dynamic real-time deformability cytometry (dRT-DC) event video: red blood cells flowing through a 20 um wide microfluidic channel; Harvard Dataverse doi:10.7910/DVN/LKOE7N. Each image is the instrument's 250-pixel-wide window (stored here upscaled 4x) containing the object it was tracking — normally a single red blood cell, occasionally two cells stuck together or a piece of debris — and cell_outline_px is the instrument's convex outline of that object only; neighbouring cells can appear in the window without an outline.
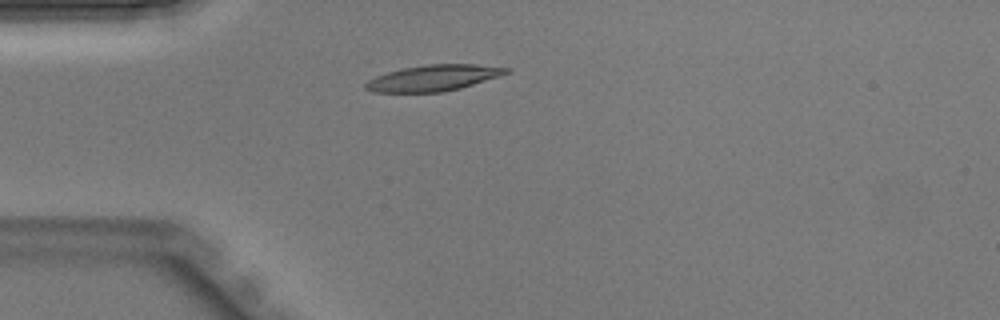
{"species": "Egyptian fruit bat (a non-hibernating species)", "species_latin": "Rousettus aegyptiacus", "temperature_condition": "warm", "stored_images_in_passage": 33, "camera_frame_rate_fps": 3000, "um_per_image_px": 0.085, "animal": {"sex": "male"}, "frame": {"image": 1, "passage_image": 1, "time_ms": 0.0, "image_size_px": [1000, 320], "cell_outline_px": [[512, 72], [500, 76], [460, 88], [444, 92], [372, 92], [364, 88], [364, 84], [368, 80], [376, 76], [388, 72], [404, 68], [428, 64], [476, 64], [508, 68]], "centroid_in_image_um": [36.85, 6.63], "position_along_channel_um": 48.2, "area_um2": 21.27}}
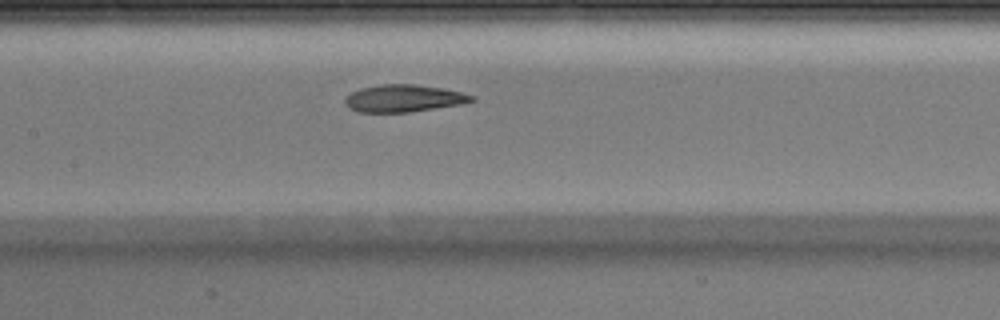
{"frame": {"image": 2, "passage_image": 10, "time_ms": 3.0, "image_size_px": [1000, 320], "cell_outline_px": [[476, 100], [460, 104], [408, 112], [356, 112], [348, 108], [344, 100], [352, 92], [360, 88], [380, 84], [416, 84], [440, 88], [460, 92], [476, 96]], "centroid_in_image_um": [34.29, 8.36], "position_along_channel_um": 173.1, "area_um2": 20.0}}
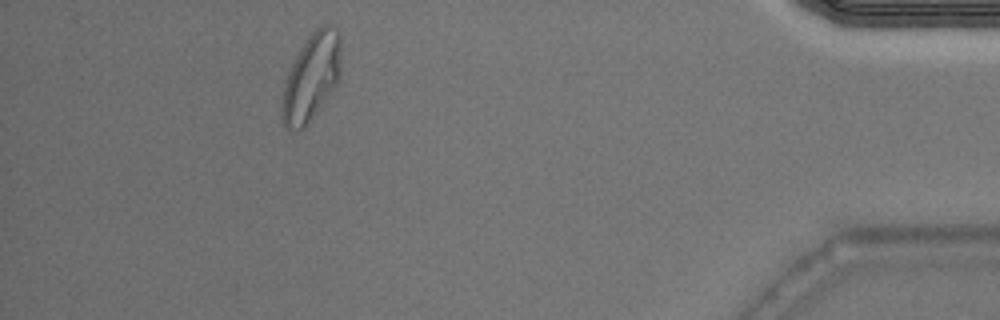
{"frame": {"image": 3, "passage_image": 29, "time_ms": 9.333, "image_size_px": [1000, 320], "cell_outline_px": [[340, 76], [336, 84], [308, 124], [304, 128], [296, 132], [288, 132], [284, 128], [280, 116], [280, 100], [284, 84], [288, 72], [300, 48], [312, 32], [316, 28], [324, 24], [328, 24], [336, 28], [340, 32]], "centroid_in_image_um": [26.42, 6.62], "position_along_channel_um": 408.8, "area_um2": 30.4}}